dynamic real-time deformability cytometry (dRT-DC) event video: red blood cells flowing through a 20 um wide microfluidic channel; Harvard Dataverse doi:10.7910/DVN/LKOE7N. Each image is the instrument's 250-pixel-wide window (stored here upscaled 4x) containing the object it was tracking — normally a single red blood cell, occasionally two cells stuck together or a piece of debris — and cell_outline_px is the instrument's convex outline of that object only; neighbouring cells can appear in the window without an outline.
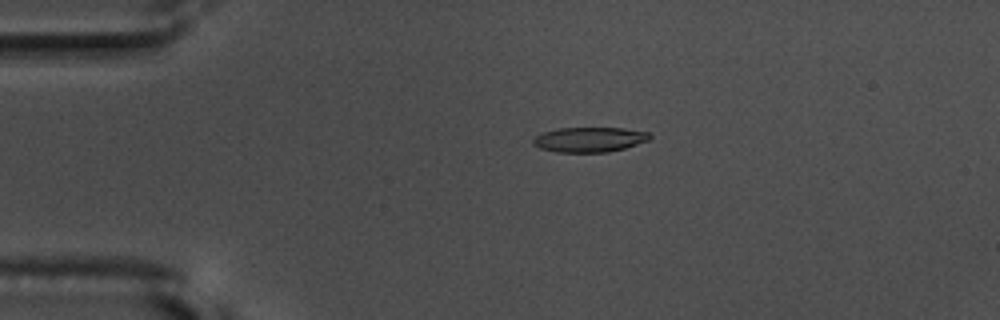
{"species": "common noctule bat (a hibernating species)", "species_latin": "Nyctalus noctula", "temperature_condition": "warm", "stored_images_in_passage": 48, "camera_frame_rate_fps": 3000, "um_per_image_px": 0.085, "animal": {"sex": "male", "body_mass_g": 17.5, "forearm_length_mm": 52.3}, "frame": {"image": 1, "passage_image": 4, "time_ms": 1.0, "image_size_px": [1000, 320], "cell_outline_px": [[652, 136], [648, 140], [624, 148], [608, 152], [556, 152], [540, 148], [532, 144], [532, 140], [536, 136], [544, 132], [556, 128], [624, 128], [648, 132]], "centroid_in_image_um": [50.08, 11.86], "position_along_channel_um": 34.9, "area_um2": 16.88}}
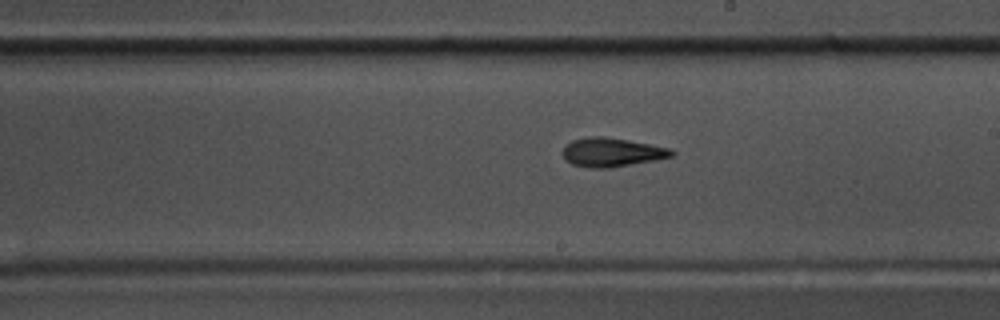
{"frame": {"image": 2, "passage_image": 24, "time_ms": 7.667, "image_size_px": [1000, 320], "cell_outline_px": [[676, 152], [672, 156], [656, 160], [608, 168], [592, 168], [572, 164], [564, 160], [560, 152], [572, 140], [588, 136], [604, 136], [628, 140], [668, 148]], "centroid_in_image_um": [51.95, 12.94], "position_along_channel_um": 237.0, "area_um2": 18.32}}
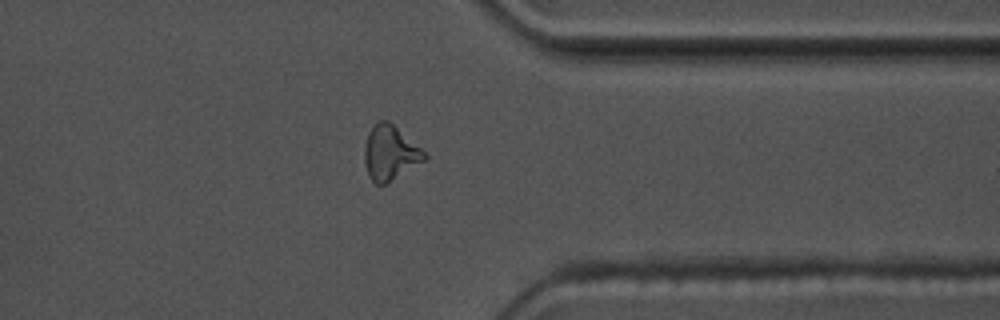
{"frame": {"image": 3, "passage_image": 36, "time_ms": 11.667, "image_size_px": [1000, 320], "cell_outline_px": [[428, 160], [384, 184], [376, 184], [368, 176], [364, 164], [364, 144], [368, 132], [380, 120], [388, 120], [420, 148], [428, 156]], "centroid_in_image_um": [33.15, 13.01], "position_along_channel_um": 378.3, "area_um2": 19.02}, "authors_computed_cell_mechanics": {"area_um2": 17.918, "velocity_mm_per_s": 3.6675, "shape_relaxation_time_tau1_ms": 11.0445, "shape_relaxation_time_tau2_ms": 5.1422, "deformation_change_tau1": 0.2681, "deformation_change_tau2": 0.1496}}